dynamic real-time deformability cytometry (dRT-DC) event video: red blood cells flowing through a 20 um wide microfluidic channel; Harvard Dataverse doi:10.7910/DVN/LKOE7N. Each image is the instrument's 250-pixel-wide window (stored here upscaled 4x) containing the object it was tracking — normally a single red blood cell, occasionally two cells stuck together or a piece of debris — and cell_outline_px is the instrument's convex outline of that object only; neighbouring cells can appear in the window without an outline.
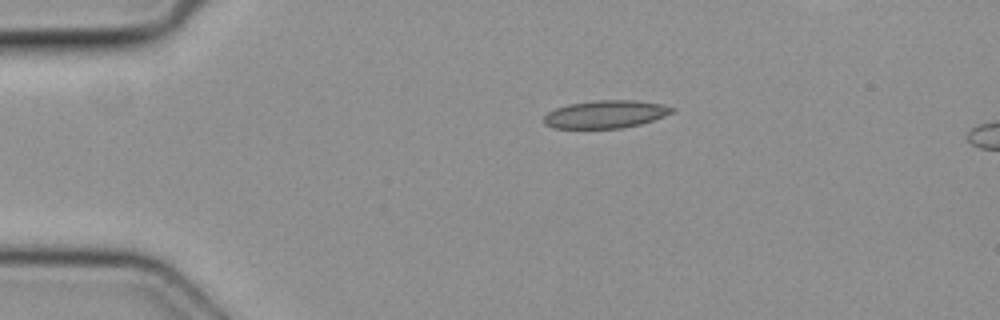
{"species": "common noctule bat (a hibernating species)", "species_latin": "Nyctalus noctula", "temperature_condition": "cold", "stored_images_in_passage": 2, "camera_frame_rate_fps": 3000, "um_per_image_px": 0.085, "animal": {"sex": "female", "body_mass_g": 19.3, "forearm_length_mm": 54.1}, "frame": {"image": 1, "passage_image": 1, "time_ms": 0.0, "image_size_px": [1000, 320], "cell_outline_px": [[676, 108], [672, 112], [664, 116], [640, 124], [620, 128], [552, 128], [544, 124], [544, 116], [548, 112], [556, 108], [568, 104], [596, 100], [632, 100], [660, 104]], "centroid_in_image_um": [51.44, 9.71], "position_along_channel_um": 33.6, "area_um2": 20.58}}